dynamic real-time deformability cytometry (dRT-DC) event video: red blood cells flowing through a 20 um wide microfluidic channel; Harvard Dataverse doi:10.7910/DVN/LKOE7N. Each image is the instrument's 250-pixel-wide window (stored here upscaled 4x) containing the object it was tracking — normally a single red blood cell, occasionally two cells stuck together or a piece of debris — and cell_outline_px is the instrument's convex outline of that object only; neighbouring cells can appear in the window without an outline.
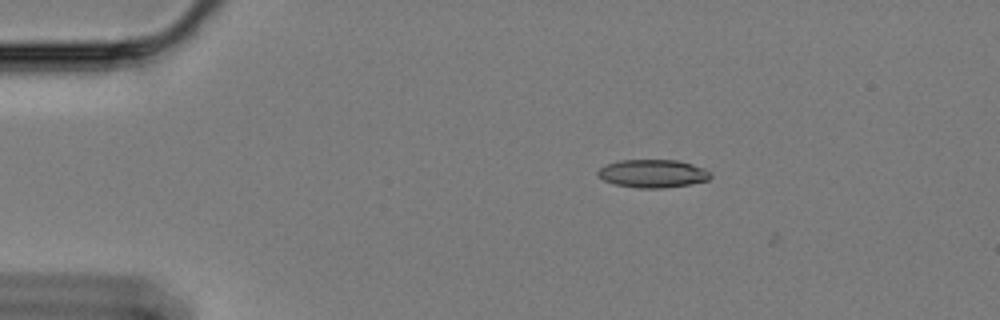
{"species": "Egyptian fruit bat (a non-hibernating species)", "species_latin": "Rousettus aegyptiacus", "temperature_condition": "cold", "stored_images_in_passage": 3, "camera_frame_rate_fps": 3000, "um_per_image_px": 0.085, "animal": {"sex": "female"}, "frame": {"image": 1, "passage_image": 1, "time_ms": 0.0, "image_size_px": [1000, 320], "cell_outline_px": [[712, 176], [708, 180], [688, 184], [664, 188], [640, 188], [616, 184], [604, 180], [596, 176], [596, 172], [600, 168], [608, 164], [620, 160], [676, 160], [692, 164], [704, 168], [712, 172]], "centroid_in_image_um": [55.5, 14.75], "position_along_channel_um": 29.5, "area_um2": 18.38}}